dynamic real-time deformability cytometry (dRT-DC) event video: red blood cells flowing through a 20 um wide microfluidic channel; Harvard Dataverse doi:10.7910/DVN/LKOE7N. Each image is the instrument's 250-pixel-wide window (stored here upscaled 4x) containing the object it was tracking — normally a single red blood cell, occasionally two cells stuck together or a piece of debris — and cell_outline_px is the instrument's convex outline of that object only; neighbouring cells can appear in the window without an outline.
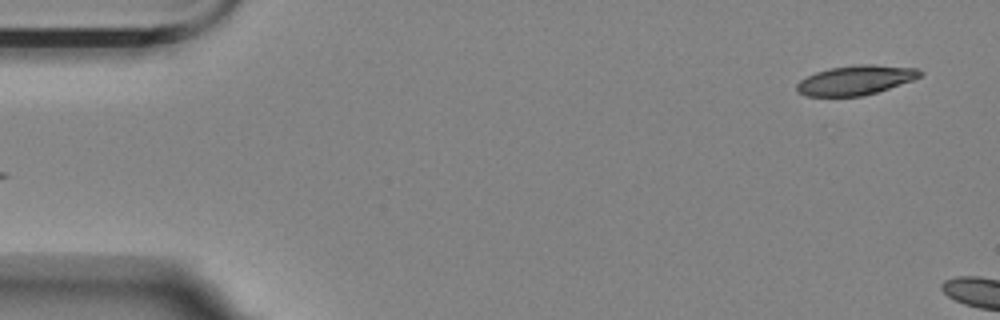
{"species": "Egyptian fruit bat (a non-hibernating species)", "species_latin": "Rousettus aegyptiacus", "temperature_condition": "room temperature", "stored_images_in_passage": 5, "camera_frame_rate_fps": 3000, "um_per_image_px": 0.085, "animal": {"sex": "female"}, "frame": {"image": 1, "passage_image": 1, "time_ms": 0.0, "image_size_px": [1000, 320], "cell_outline_px": [[924, 72], [920, 76], [912, 80], [864, 96], [808, 96], [796, 92], [796, 84], [800, 80], [816, 72], [828, 68], [856, 64], [872, 64], [916, 68]], "centroid_in_image_um": [72.7, 6.8], "position_along_channel_um": 12.3, "area_um2": 21.15}}